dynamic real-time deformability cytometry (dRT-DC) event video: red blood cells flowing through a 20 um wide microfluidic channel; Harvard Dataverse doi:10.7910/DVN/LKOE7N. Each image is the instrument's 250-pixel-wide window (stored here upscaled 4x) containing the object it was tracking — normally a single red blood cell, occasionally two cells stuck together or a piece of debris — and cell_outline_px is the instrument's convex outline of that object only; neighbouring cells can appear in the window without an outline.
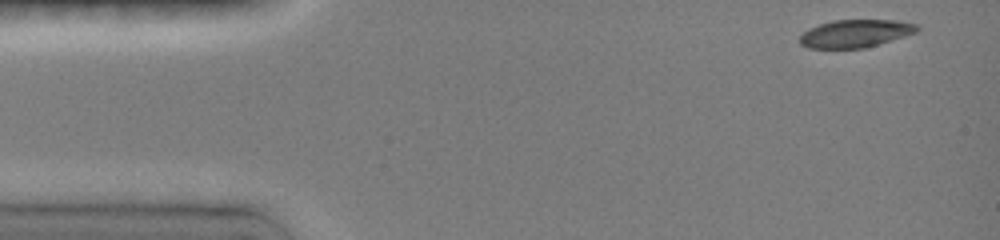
{"species": "common noctule bat (a hibernating species)", "species_latin": "Nyctalus noctula", "temperature_condition": "room temperature", "stored_images_in_passage": 47, "camera_frame_rate_fps": 3000, "um_per_image_px": 0.085, "animal": {"sex": "female", "body_mass_g": 19.0, "forearm_length_mm": 51.5}, "frame": {"image": 1, "passage_image": 1, "time_ms": 0.0, "image_size_px": [1000, 240], "cell_outline_px": [[920, 28], [916, 32], [904, 36], [864, 48], [808, 48], [800, 44], [800, 36], [804, 32], [820, 24], [836, 20], [892, 20], [920, 24]], "centroid_in_image_um": [72.73, 2.84], "position_along_channel_um": 12.3, "area_um2": 18.73}}
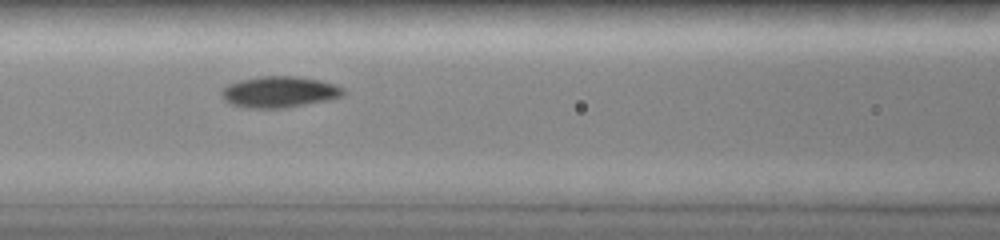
{"frame": {"image": 2, "passage_image": 14, "time_ms": 5.667, "image_size_px": [1000, 240], "cell_outline_px": [[344, 92], [340, 96], [324, 100], [288, 108], [248, 108], [232, 104], [224, 96], [224, 88], [228, 84], [240, 80], [260, 76], [300, 76], [320, 80], [332, 84], [340, 88]], "centroid_in_image_um": [23.74, 7.8], "position_along_channel_um": 142.9, "area_um2": 21.56}}
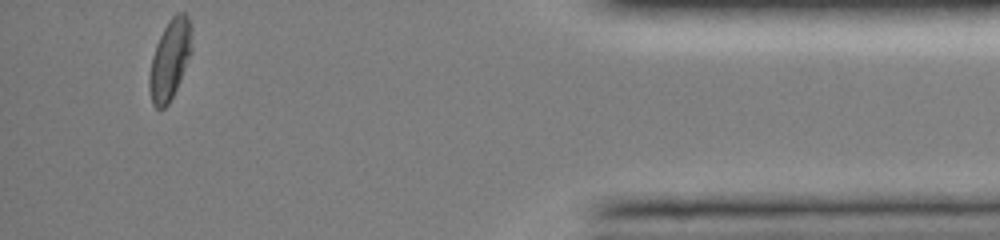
{"frame": {"image": 3, "passage_image": 47, "time_ms": 13.667, "image_size_px": [1000, 240], "cell_outline_px": [[192, 52], [180, 80], [168, 104], [164, 108], [156, 108], [152, 104], [148, 88], [148, 76], [152, 56], [156, 44], [168, 20], [176, 12], [184, 12], [188, 16], [192, 24]], "centroid_in_image_um": [14.45, 5.03], "position_along_channel_um": 420.8, "area_um2": 20.11}, "authors_computed_cell_mechanics": {"area_um2": 20.1144, "velocity_mm_per_s": 4.028, "shape_relaxation_time_tau1_ms": 2.6706, "shape_relaxation_time_tau2_ms": null, "deformation_change_tau1": 0.1112, "deformation_change_tau2": null}}